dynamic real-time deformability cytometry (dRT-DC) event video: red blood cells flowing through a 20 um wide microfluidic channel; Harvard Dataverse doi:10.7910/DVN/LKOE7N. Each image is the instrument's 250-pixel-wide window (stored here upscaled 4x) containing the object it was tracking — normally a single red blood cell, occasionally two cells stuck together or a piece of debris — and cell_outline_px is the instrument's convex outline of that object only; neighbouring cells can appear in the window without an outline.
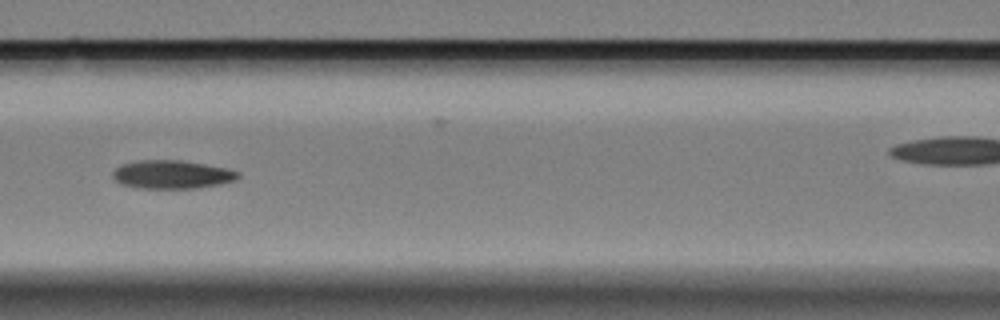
{"species": "Egyptian fruit bat (a non-hibernating species)", "species_latin": "Rousettus aegyptiacus", "temperature_condition": "cold", "stored_images_in_passage": 8, "segment_of_instrument_passage": [1, 2], "camera_frame_rate_fps": 3000, "um_per_image_px": 0.085, "animal": {"sex": "female"}, "frame": {"image": 1, "passage_image": 4, "time_ms": 1.0, "image_size_px": [1000, 320], "cell_outline_px": [[240, 176], [236, 180], [220, 184], [196, 188], [140, 188], [120, 184], [112, 176], [112, 172], [120, 164], [136, 160], [180, 160], [228, 168], [240, 172]], "centroid_in_image_um": [14.61, 14.82], "position_along_channel_um": 152.0, "area_um2": 20.87}}
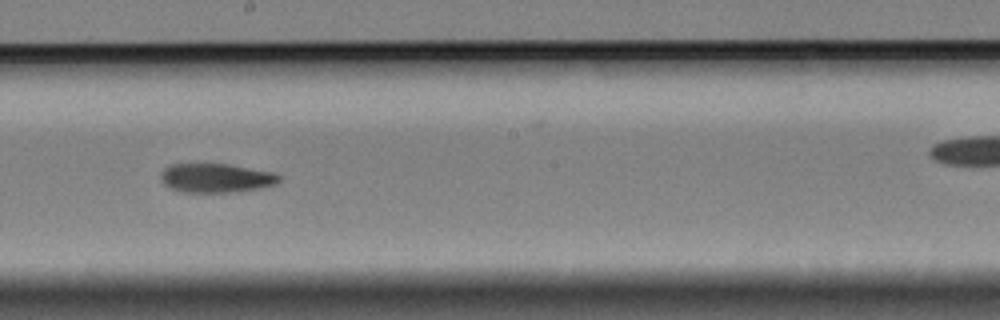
{"frame": {"image": 2, "passage_image": 6, "time_ms": 1.667, "image_size_px": [1000, 320], "cell_outline_px": [[280, 180], [276, 184], [256, 188], [232, 192], [180, 192], [164, 184], [160, 180], [160, 176], [164, 168], [172, 164], [228, 164], [276, 172], [280, 176]], "centroid_in_image_um": [18.36, 15.12], "position_along_channel_um": 229.8, "area_um2": 20.0}}
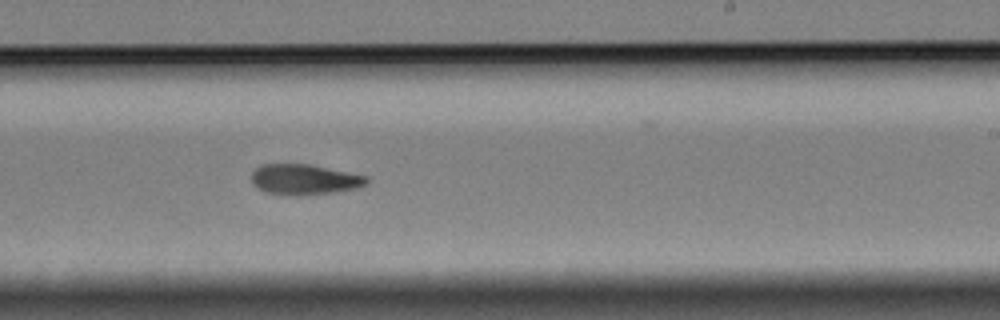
{"frame": {"image": 3, "passage_image": 7, "time_ms": 2.0, "image_size_px": [1000, 320], "cell_outline_px": [[368, 180], [364, 184], [356, 188], [332, 192], [300, 196], [296, 196], [264, 192], [252, 184], [252, 172], [260, 164], [312, 164], [368, 176]], "centroid_in_image_um": [25.84, 15.25], "position_along_channel_um": 263.2, "area_um2": 20.52}}